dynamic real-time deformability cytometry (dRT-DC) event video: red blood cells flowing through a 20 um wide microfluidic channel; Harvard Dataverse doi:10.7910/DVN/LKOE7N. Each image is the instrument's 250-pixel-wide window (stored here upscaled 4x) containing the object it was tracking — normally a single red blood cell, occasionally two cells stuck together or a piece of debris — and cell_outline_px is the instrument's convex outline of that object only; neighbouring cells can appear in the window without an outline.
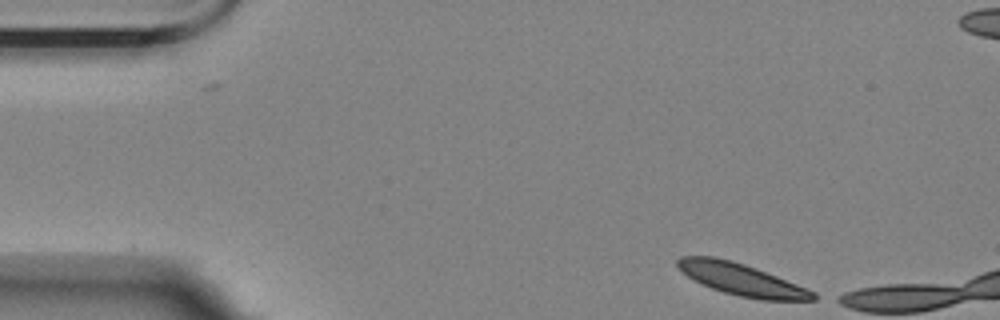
{"species": "Egyptian fruit bat (a non-hibernating species)", "species_latin": "Rousettus aegyptiacus", "temperature_condition": "room temperature", "stored_images_in_passage": 4, "camera_frame_rate_fps": 3000, "um_per_image_px": 0.085, "animal": {"sex": "female"}, "frame": {"image": 1, "passage_image": 1, "time_ms": 0.0, "image_size_px": [1000, 320], "cell_outline_px": [[824, 296], [816, 300], [760, 300], [740, 296], [724, 292], [712, 288], [688, 276], [676, 264], [676, 260], [680, 256], [716, 256], [732, 260], [756, 268], [808, 288]], "centroid_in_image_um": [63.12, 23.76], "position_along_channel_um": 21.9, "area_um2": 25.26}}